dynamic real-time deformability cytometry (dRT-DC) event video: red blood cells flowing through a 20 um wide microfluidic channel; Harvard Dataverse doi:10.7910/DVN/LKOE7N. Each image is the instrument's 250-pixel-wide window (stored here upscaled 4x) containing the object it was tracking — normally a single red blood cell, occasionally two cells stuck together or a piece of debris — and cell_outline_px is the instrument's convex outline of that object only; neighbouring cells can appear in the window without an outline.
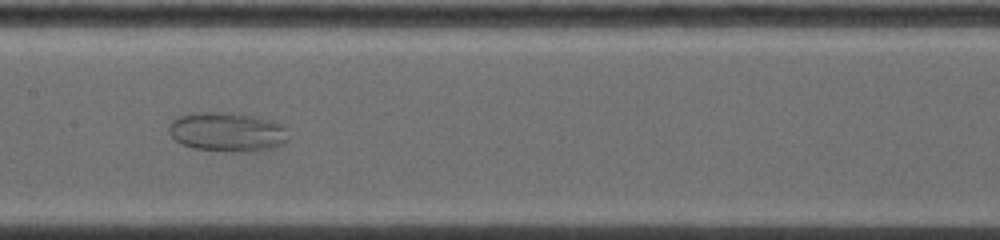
{"species": "common noctule bat (a hibernating species)", "species_latin": "Nyctalus noctula", "temperature_condition": "warm", "stored_images_in_passage": 70, "camera_frame_rate_fps": 5000, "um_per_image_px": 0.085, "animal": {"sex": "female", "body_mass_g": 19.0, "forearm_length_mm": 53.3}, "frame": {"image": 1, "passage_image": 33, "time_ms": 5.8, "image_size_px": [1000, 240], "cell_outline_px": [[284, 144], [272, 148], [256, 152], [244, 152], [196, 148], [180, 144], [172, 136], [168, 128], [168, 124], [176, 116], [192, 112], [232, 112], [272, 120], [284, 124]], "centroid_in_image_um": [19.27, 11.19], "position_along_channel_um": 188.1, "area_um2": 27.4}}
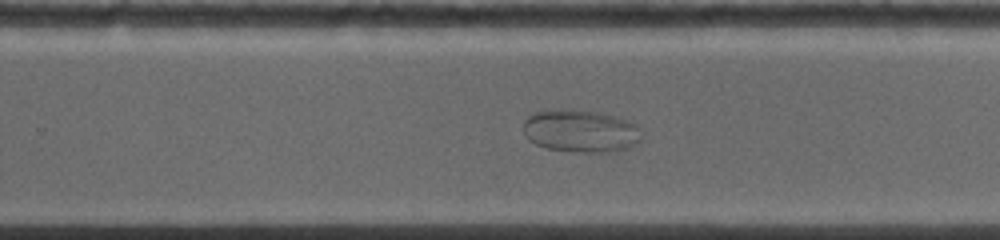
{"frame": {"image": 2, "passage_image": 46, "time_ms": 8.2, "image_size_px": [1000, 240], "cell_outline_px": [[640, 140], [624, 148], [608, 152], [576, 152], [548, 148], [536, 144], [528, 140], [524, 132], [524, 120], [528, 116], [536, 112], [560, 108], [596, 112], [616, 116], [628, 120], [636, 124]], "centroid_in_image_um": [49.29, 11.12], "position_along_channel_um": 280.5, "area_um2": 29.02}}
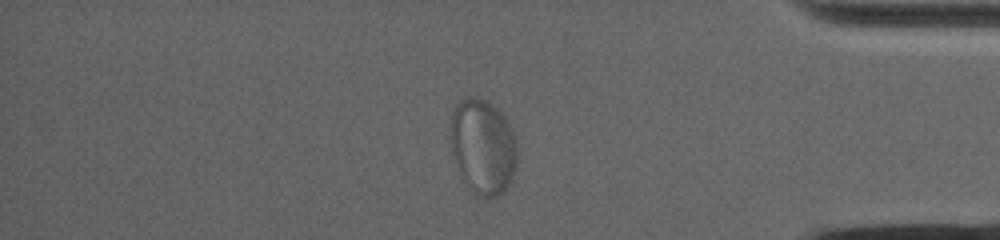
{"frame": {"image": 3, "passage_image": 66, "time_ms": 11.8, "image_size_px": [1000, 240], "cell_outline_px": [[516, 168], [512, 180], [504, 192], [496, 196], [480, 196], [468, 184], [452, 152], [452, 112], [456, 104], [464, 96], [476, 96], [488, 100], [508, 120], [512, 128], [516, 140]], "centroid_in_image_um": [41.1, 12.39], "position_along_channel_um": 394.1, "area_um2": 36.47}}